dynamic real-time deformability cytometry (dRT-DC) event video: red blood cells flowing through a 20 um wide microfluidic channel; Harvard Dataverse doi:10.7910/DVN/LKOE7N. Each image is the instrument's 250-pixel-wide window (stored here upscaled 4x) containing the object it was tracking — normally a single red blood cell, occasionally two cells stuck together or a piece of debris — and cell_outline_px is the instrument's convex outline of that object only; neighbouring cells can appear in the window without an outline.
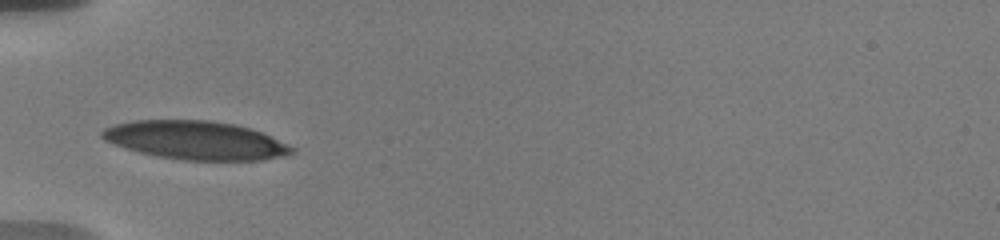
{"species": "human", "species_latin": "Homo sapiens", "temperature_condition": "warm", "stored_images_in_passage": 40, "camera_frame_rate_fps": 3000, "um_per_image_px": 0.085, "donor": {"sex": "male"}, "frame": {"image": 1, "passage_image": 1, "time_ms": 0.0, "image_size_px": [1000, 240], "cell_outline_px": [[296, 152], [280, 156], [260, 160], [184, 160], [160, 156], [140, 152], [104, 140], [100, 136], [100, 132], [104, 128], [116, 124], [132, 120], [208, 120], [236, 124], [260, 132], [288, 144], [296, 148]], "centroid_in_image_um": [16.63, 11.91], "position_along_channel_um": 68.4, "area_um2": 42.19}}
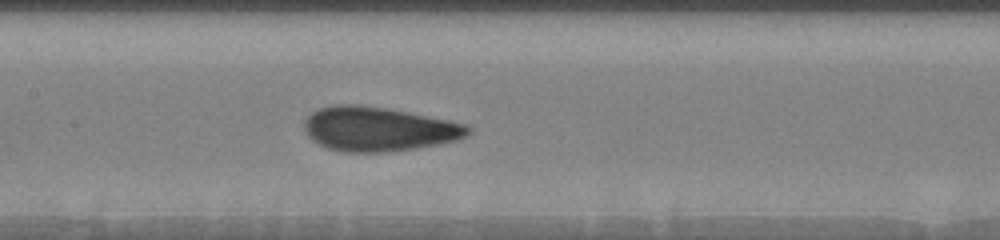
{"frame": {"image": 2, "passage_image": 13, "time_ms": 3.0, "image_size_px": [1000, 240], "cell_outline_px": [[472, 132], [456, 140], [416, 148], [388, 152], [344, 152], [328, 148], [312, 140], [308, 136], [304, 128], [304, 120], [312, 112], [320, 108], [336, 104], [360, 104], [388, 108], [468, 124], [472, 128]], "centroid_in_image_um": [32.17, 10.96], "position_along_channel_um": 175.2, "area_um2": 42.31}}
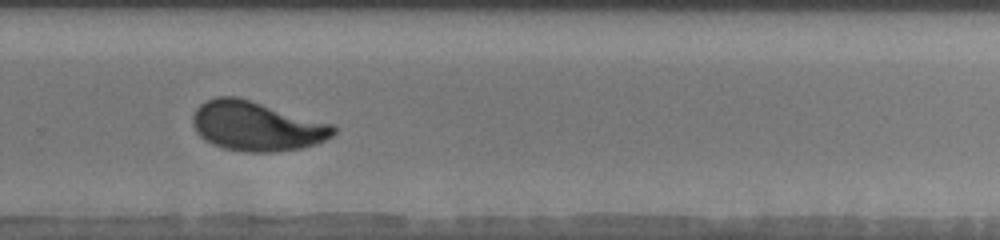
{"frame": {"image": 3, "passage_image": 28, "time_ms": 6.667, "image_size_px": [1000, 240], "cell_outline_px": [[336, 132], [332, 136], [316, 144], [300, 148], [276, 152], [244, 152], [224, 148], [212, 144], [204, 140], [196, 132], [192, 124], [192, 116], [196, 108], [204, 100], [216, 96], [236, 96], [336, 124]], "centroid_in_image_um": [21.81, 10.71], "position_along_channel_um": 308.0, "area_um2": 41.1}, "authors_computed_cell_mechanics": {"area_um2": 41.5582, "velocity_mm_per_s": 3.6317, "shape_relaxation_time_tau1_ms": 4.8252, "shape_relaxation_time_tau2_ms": null, "deformation_change_tau1": 0.188, "deformation_change_tau2": null}}